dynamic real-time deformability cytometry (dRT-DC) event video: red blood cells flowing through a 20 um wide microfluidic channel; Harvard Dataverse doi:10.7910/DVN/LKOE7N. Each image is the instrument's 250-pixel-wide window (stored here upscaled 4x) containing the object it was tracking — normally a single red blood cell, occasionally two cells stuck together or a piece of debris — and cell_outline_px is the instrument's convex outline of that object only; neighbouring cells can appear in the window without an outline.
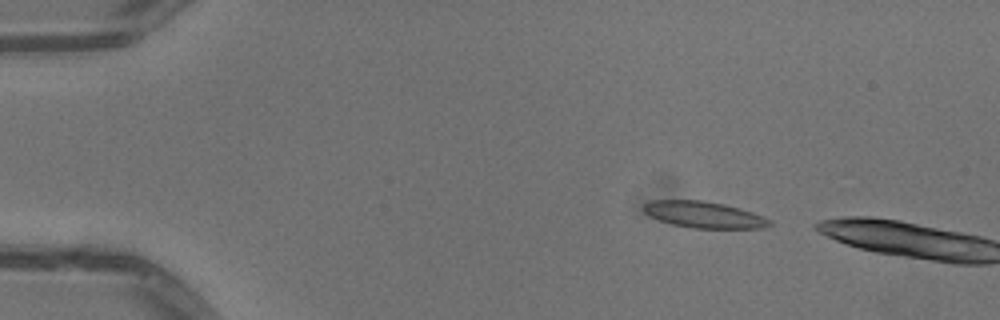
{"species": "common noctule bat (a hibernating species)", "species_latin": "Nyctalus noctula", "temperature_condition": "warm", "stored_images_in_passage": 6, "camera_frame_rate_fps": 3000, "um_per_image_px": 0.085, "animal": {"sex": "male", "body_mass_g": 13.3}, "frame": {"image": 1, "passage_image": 4, "time_ms": 1.0, "image_size_px": [1000, 320], "cell_outline_px": [[772, 224], [764, 228], [692, 228], [672, 224], [648, 216], [644, 212], [644, 204], [652, 200], [704, 200], [724, 204], [740, 208], [764, 216], [772, 220]], "centroid_in_image_um": [59.86, 18.25], "position_along_channel_um": 25.1, "area_um2": 19.48}}